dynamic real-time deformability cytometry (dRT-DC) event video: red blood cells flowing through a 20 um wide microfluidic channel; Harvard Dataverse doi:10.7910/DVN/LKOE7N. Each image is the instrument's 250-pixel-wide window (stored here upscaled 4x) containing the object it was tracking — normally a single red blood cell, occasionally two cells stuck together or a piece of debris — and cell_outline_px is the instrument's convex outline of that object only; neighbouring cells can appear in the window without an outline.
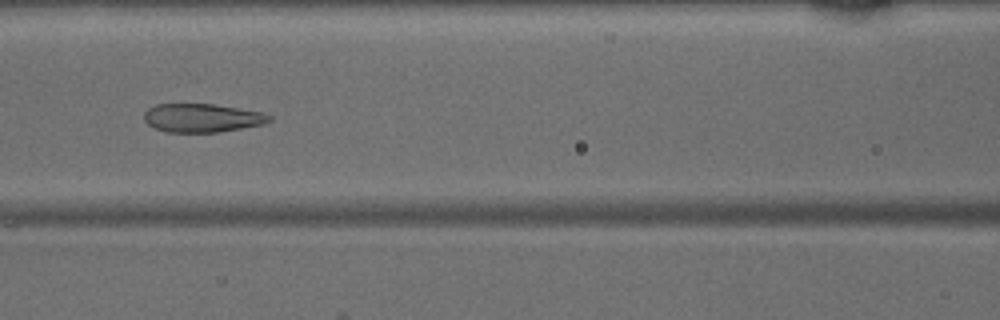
{"species": "common noctule bat (a hibernating species)", "species_latin": "Nyctalus noctula", "temperature_condition": "warm", "stored_images_in_passage": 48, "camera_frame_rate_fps": 3000, "um_per_image_px": 0.085, "animal": {"sex": "male", "body_mass_g": 15.6}, "frame": {"image": 1, "passage_image": 20, "time_ms": 6.333, "image_size_px": [1000, 320], "cell_outline_px": [[272, 120], [264, 124], [216, 132], [168, 132], [156, 128], [148, 124], [144, 120], [144, 112], [148, 108], [156, 104], [216, 104], [264, 112], [272, 116]], "centroid_in_image_um": [17.2, 10.01], "position_along_channel_um": 149.4, "area_um2": 20.87}}
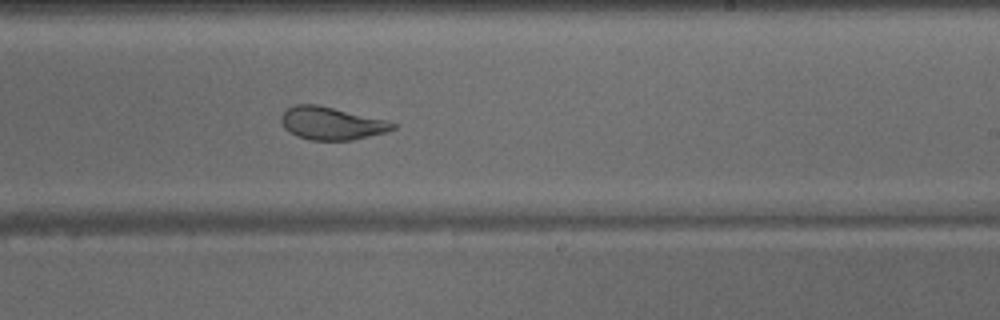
{"frame": {"image": 2, "passage_image": 28, "time_ms": 9.0, "image_size_px": [1000, 320], "cell_outline_px": [[396, 128], [384, 132], [352, 140], [312, 140], [296, 136], [284, 128], [280, 120], [280, 116], [288, 108], [296, 104], [316, 104], [388, 120], [396, 124]], "centroid_in_image_um": [28.16, 10.48], "position_along_channel_um": 260.8, "area_um2": 21.21}}
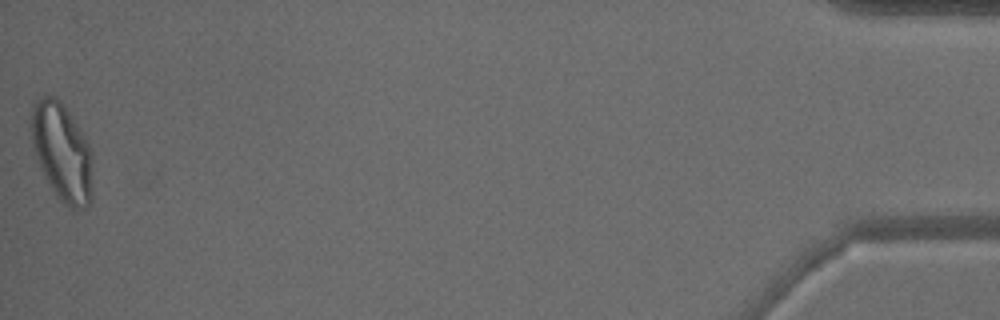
{"frame": {"image": 3, "passage_image": 47, "time_ms": 15.333, "image_size_px": [1000, 320], "cell_outline_px": [[92, 200], [88, 208], [72, 212], [56, 196], [36, 156], [32, 144], [28, 128], [28, 120], [32, 104], [44, 96], [56, 96], [64, 104], [92, 148]], "centroid_in_image_um": [5.27, 12.94], "position_along_channel_um": 429.9, "area_um2": 35.95}}